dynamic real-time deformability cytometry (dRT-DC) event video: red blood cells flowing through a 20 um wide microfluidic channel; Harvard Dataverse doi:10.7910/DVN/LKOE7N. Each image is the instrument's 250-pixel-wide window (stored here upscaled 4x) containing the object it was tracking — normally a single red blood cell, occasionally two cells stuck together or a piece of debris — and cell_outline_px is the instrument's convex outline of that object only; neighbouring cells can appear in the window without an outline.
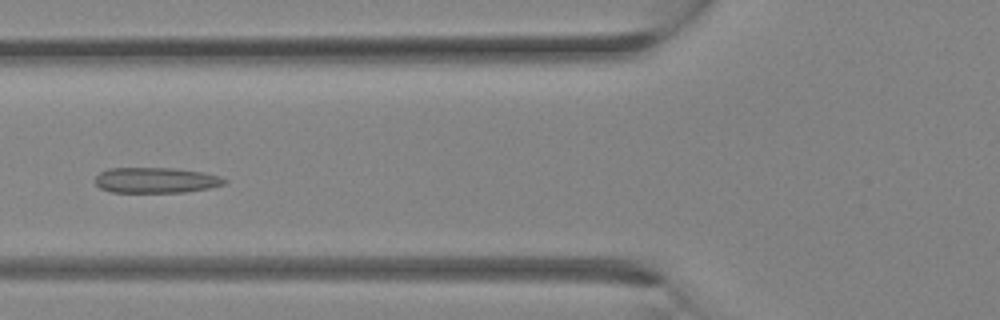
{"species": "Egyptian fruit bat (a non-hibernating species)", "species_latin": "Rousettus aegyptiacus", "temperature_condition": "room temperature", "stored_images_in_passage": 24, "camera_frame_rate_fps": 3000, "um_per_image_px": 0.085, "animal": {"sex": "female"}, "frame": {"image": 1, "passage_image": 4, "time_ms": 1.0, "image_size_px": [1000, 320], "cell_outline_px": [[228, 180], [224, 184], [208, 188], [184, 192], [112, 192], [100, 188], [96, 184], [96, 176], [100, 172], [108, 168], [176, 168], [200, 172], [220, 176]], "centroid_in_image_um": [13.24, 15.31], "position_along_channel_um": 112.6, "area_um2": 19.13}}
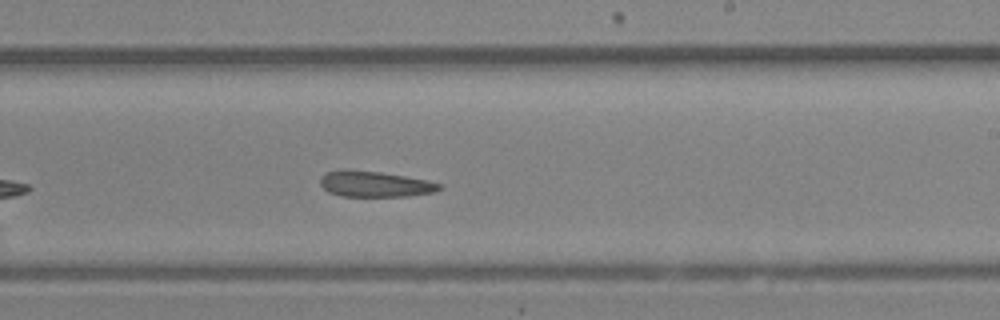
{"frame": {"image": 2, "passage_image": 11, "time_ms": 3.333, "image_size_px": [1000, 320], "cell_outline_px": [[444, 188], [432, 192], [408, 196], [340, 196], [328, 192], [320, 184], [320, 176], [324, 172], [340, 168], [348, 168], [380, 172], [428, 180], [444, 184]], "centroid_in_image_um": [31.82, 15.62], "position_along_channel_um": 257.2, "area_um2": 18.32}}
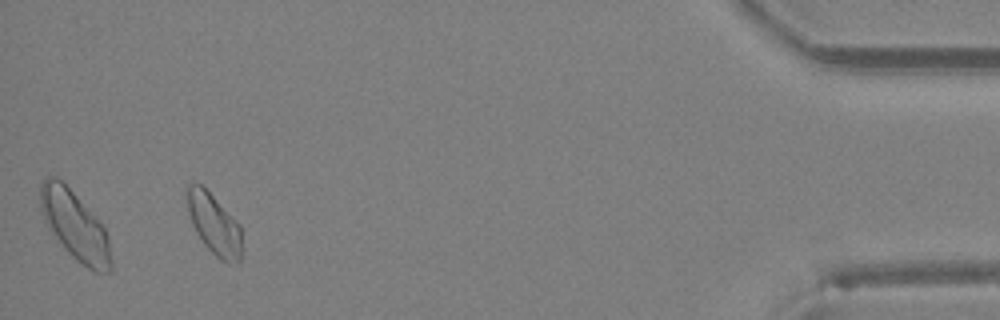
{"frame": {"image": 3, "passage_image": 22, "time_ms": 7.0, "image_size_px": [1000, 320], "cell_outline_px": [[244, 248], [240, 260], [220, 260], [204, 244], [196, 232], [192, 224], [188, 212], [188, 184], [200, 184], [240, 224]], "centroid_in_image_um": [18.24, 19.09], "position_along_channel_um": 417.0, "area_um2": 18.96}}